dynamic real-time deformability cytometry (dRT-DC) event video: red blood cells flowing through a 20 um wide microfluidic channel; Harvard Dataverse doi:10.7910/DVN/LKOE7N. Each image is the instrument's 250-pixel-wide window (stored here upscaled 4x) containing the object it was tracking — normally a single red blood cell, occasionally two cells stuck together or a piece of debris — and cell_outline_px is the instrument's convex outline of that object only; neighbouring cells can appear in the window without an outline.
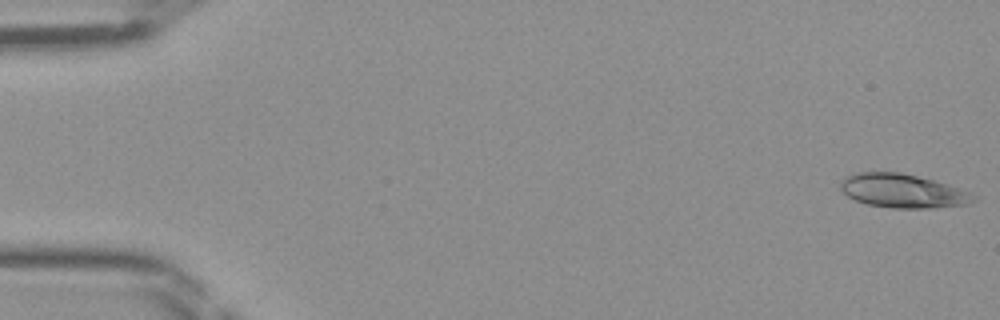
{"species": "Egyptian fruit bat (a non-hibernating species)", "species_latin": "Rousettus aegyptiacus", "temperature_condition": "room temperature", "stored_images_in_passage": 46, "camera_frame_rate_fps": 3000, "um_per_image_px": 0.085, "frame": {"image": 1, "passage_image": 1, "time_ms": 0.0, "image_size_px": [1000, 320], "cell_outline_px": [[976, 200], [968, 204], [936, 208], [892, 208], [868, 204], [856, 200], [848, 196], [840, 188], [840, 180], [844, 176], [856, 172], [900, 172], [932, 180], [968, 192], [976, 196]], "centroid_in_image_um": [76.68, 16.23], "position_along_channel_um": 8.3, "area_um2": 26.01}}
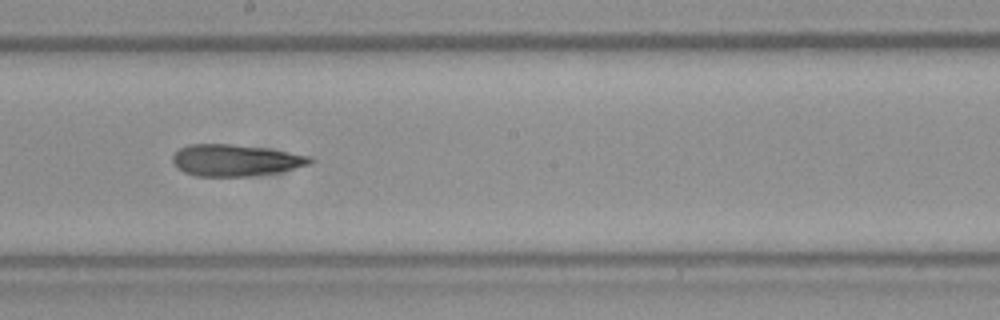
{"frame": {"image": 2, "passage_image": 26, "time_ms": 8.333, "image_size_px": [1000, 320], "cell_outline_px": [[316, 160], [308, 164], [280, 172], [248, 176], [196, 176], [184, 172], [176, 168], [172, 160], [172, 156], [180, 148], [188, 144], [232, 144], [264, 148], [312, 156]], "centroid_in_image_um": [19.99, 13.62], "position_along_channel_um": 228.2, "area_um2": 25.32}}
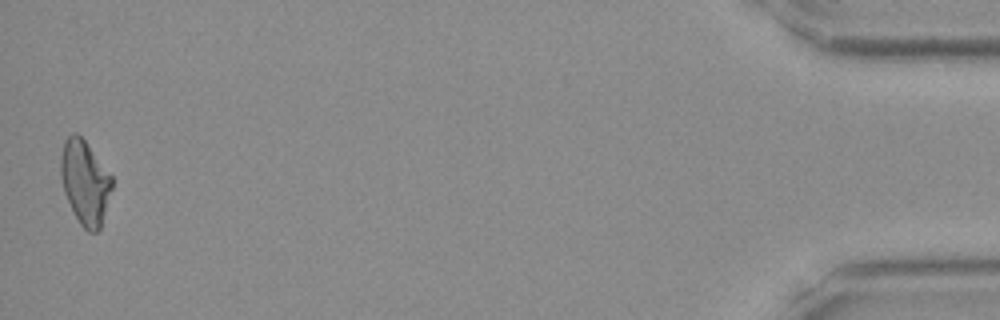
{"frame": {"image": 3, "passage_image": 46, "time_ms": 15.0, "image_size_px": [1000, 320], "cell_outline_px": [[112, 188], [100, 228], [96, 232], [88, 232], [80, 224], [64, 192], [60, 176], [60, 156], [64, 140], [72, 132], [76, 132], [84, 140], [112, 176]], "centroid_in_image_um": [7.2, 15.47], "position_along_channel_um": 428.0, "area_um2": 24.85}}